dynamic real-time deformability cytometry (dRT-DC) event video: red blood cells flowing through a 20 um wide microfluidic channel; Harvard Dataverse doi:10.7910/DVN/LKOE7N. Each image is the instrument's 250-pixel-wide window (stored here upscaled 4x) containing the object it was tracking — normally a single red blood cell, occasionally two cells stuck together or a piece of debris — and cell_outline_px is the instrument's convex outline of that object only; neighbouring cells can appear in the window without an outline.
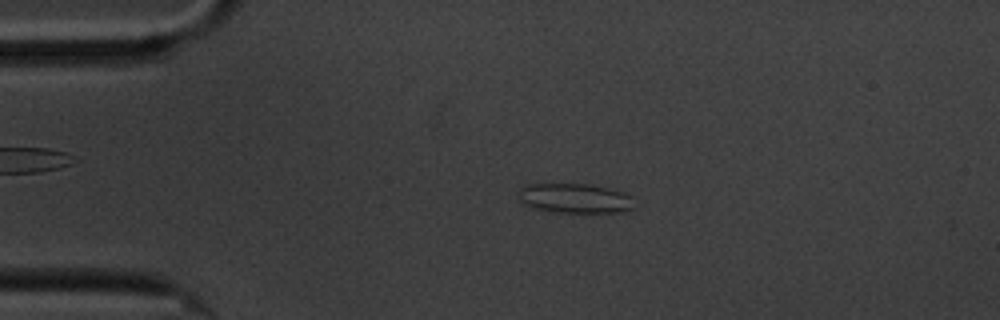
{"species": "common noctule bat (a hibernating species)", "species_latin": "Nyctalus noctula", "temperature_condition": "cold", "stored_images_in_passage": 4, "camera_frame_rate_fps": 3000, "um_per_image_px": 0.085, "animal": {"sex": "male", "body_mass_g": 20.1, "forearm_length_mm": 53.5}, "frame": {"image": 1, "passage_image": 3, "time_ms": 2.333, "image_size_px": [1000, 320], "cell_outline_px": [[636, 208], [628, 212], [556, 212], [532, 208], [520, 204], [520, 188], [524, 184], [544, 180], [588, 184], [608, 188], [632, 196]], "centroid_in_image_um": [48.79, 16.81], "position_along_channel_um": 36.2, "area_um2": 21.15}}